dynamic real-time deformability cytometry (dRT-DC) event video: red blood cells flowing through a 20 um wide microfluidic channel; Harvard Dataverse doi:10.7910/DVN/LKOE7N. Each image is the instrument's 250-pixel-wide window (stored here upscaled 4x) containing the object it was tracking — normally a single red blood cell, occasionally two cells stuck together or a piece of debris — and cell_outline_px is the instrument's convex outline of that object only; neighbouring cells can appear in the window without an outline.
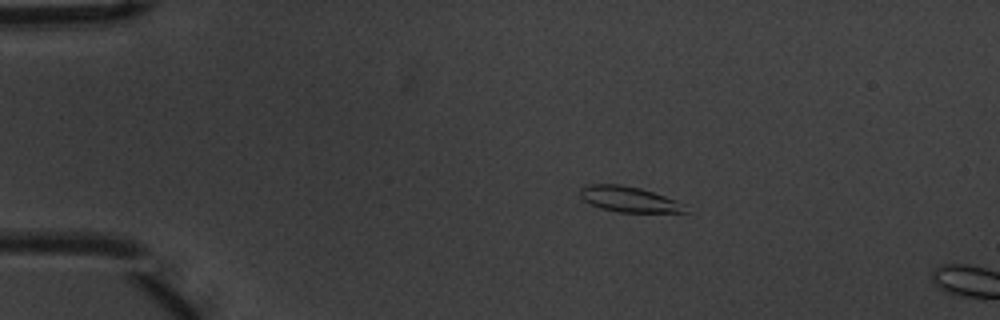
{"species": "common noctule bat (a hibernating species)", "species_latin": "Nyctalus noctula", "temperature_condition": "warm", "stored_images_in_passage": 3, "camera_frame_rate_fps": 3000, "um_per_image_px": 0.085, "animal": {"sex": "male", "body_mass_g": 20.1, "forearm_length_mm": 53.5}, "frame": {"image": 1, "passage_image": 2, "time_ms": 0.333, "image_size_px": [1000, 320], "cell_outline_px": [[688, 212], [620, 212], [600, 208], [584, 200], [580, 196], [580, 188], [588, 184], [620, 184], [640, 188], [676, 200], [684, 204]], "centroid_in_image_um": [53.45, 16.93], "position_along_channel_um": 31.6, "area_um2": 15.49}}